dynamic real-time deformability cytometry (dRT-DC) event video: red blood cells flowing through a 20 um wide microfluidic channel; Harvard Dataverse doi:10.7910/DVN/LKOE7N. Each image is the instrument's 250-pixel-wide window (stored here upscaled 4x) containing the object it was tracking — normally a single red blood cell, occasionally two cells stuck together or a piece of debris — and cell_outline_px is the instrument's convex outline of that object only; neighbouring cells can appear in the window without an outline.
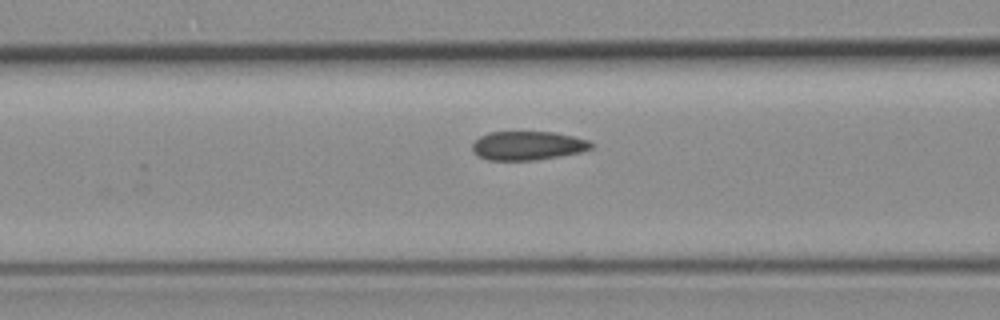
{"species": "common noctule bat (a hibernating species)", "species_latin": "Nyctalus noctula", "temperature_condition": "room temperature", "stored_images_in_passage": 6, "camera_frame_rate_fps": 3000, "um_per_image_px": 0.085, "animal": {"sex": "female", "body_mass_g": 19.3, "forearm_length_mm": 54.1}, "frame": {"image": 1, "passage_image": 6, "time_ms": 5.667, "image_size_px": [1000, 320], "cell_outline_px": [[592, 148], [580, 152], [560, 156], [536, 160], [488, 160], [472, 152], [472, 144], [480, 136], [488, 132], [552, 132], [572, 136], [588, 140], [592, 144]], "centroid_in_image_um": [44.83, 12.38], "position_along_channel_um": 121.8, "area_um2": 19.88}}